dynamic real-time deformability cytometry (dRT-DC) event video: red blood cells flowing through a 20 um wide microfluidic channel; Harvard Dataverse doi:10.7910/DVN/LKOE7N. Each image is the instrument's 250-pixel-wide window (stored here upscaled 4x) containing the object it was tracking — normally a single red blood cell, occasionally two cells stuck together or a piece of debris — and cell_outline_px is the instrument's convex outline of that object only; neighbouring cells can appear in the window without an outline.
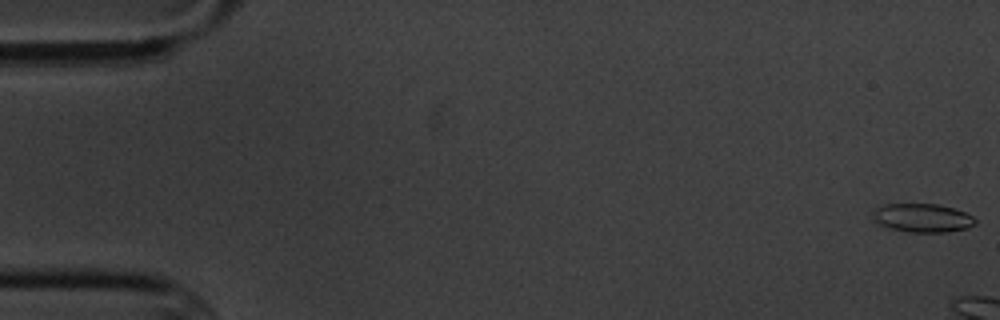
{"species": "common noctule bat (a hibernating species)", "species_latin": "Nyctalus noctula", "temperature_condition": "cold", "stored_images_in_passage": 4, "camera_frame_rate_fps": 3000, "um_per_image_px": 0.085, "animal": {"sex": "male", "body_mass_g": 20.1, "forearm_length_mm": 53.5}, "frame": {"image": 1, "passage_image": 1, "time_ms": 0.0, "image_size_px": [1000, 320], "cell_outline_px": [[976, 224], [968, 228], [948, 232], [908, 232], [892, 228], [880, 224], [872, 216], [872, 212], [876, 208], [884, 204], [936, 204], [952, 208], [964, 212], [972, 216], [976, 220]], "centroid_in_image_um": [78.43, 18.52], "position_along_channel_um": 6.6, "area_um2": 16.94}}